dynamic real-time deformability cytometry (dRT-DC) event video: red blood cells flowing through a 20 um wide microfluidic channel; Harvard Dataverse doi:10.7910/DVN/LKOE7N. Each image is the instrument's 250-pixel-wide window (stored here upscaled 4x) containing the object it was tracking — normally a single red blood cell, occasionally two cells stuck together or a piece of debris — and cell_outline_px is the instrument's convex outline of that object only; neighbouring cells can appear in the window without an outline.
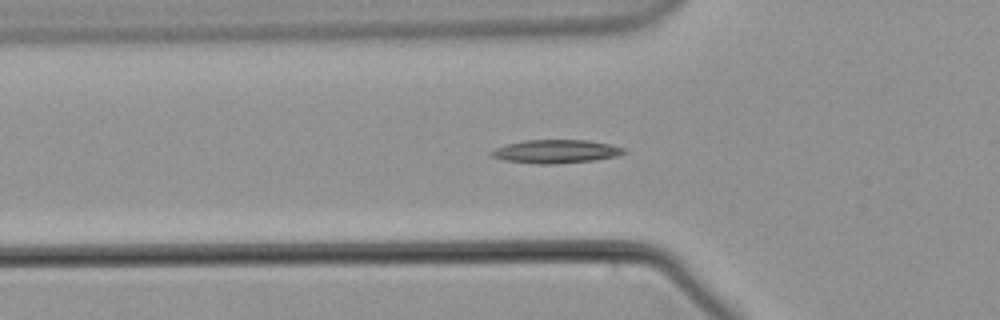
{"species": "common noctule bat (a hibernating species)", "species_latin": "Nyctalus noctula", "temperature_condition": "warm", "stored_images_in_passage": 50, "camera_frame_rate_fps": 3000, "um_per_image_px": 0.085, "animal": {"sex": "male", "body_mass_g": 21.5, "forearm_length_mm": 52.0}, "frame": {"image": 1, "passage_image": 12, "time_ms": 3.667, "image_size_px": [1000, 320], "cell_outline_px": [[628, 152], [616, 156], [592, 160], [552, 164], [540, 164], [504, 160], [492, 156], [488, 152], [496, 148], [508, 144], [524, 140], [588, 140], [608, 144], [624, 148]], "centroid_in_image_um": [47.24, 12.87], "position_along_channel_um": 78.6, "area_um2": 17.86}}
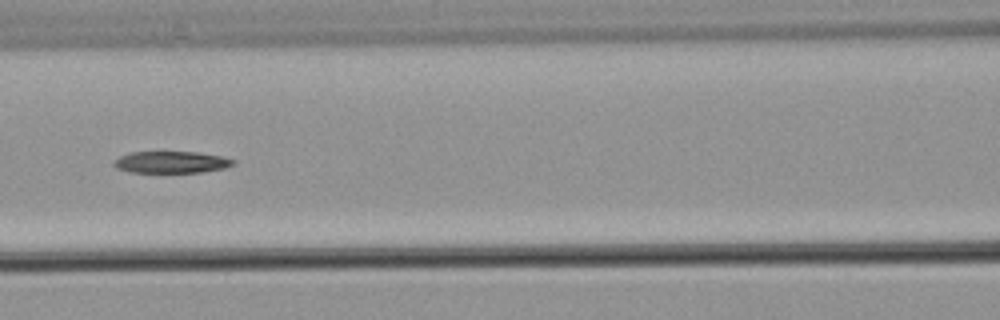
{"frame": {"image": 2, "passage_image": 18, "time_ms": 5.667, "image_size_px": [1000, 320], "cell_outline_px": [[236, 164], [224, 168], [200, 172], [128, 172], [116, 168], [112, 164], [120, 156], [128, 152], [200, 152], [220, 156], [236, 160]], "centroid_in_image_um": [14.56, 13.78], "position_along_channel_um": 152.0, "area_um2": 15.14}}
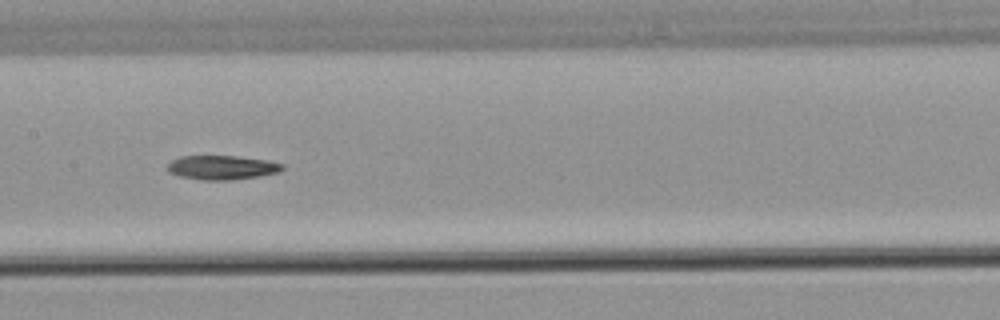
{"frame": {"image": 3, "passage_image": 21, "time_ms": 6.667, "image_size_px": [1000, 320], "cell_outline_px": [[284, 168], [280, 172], [256, 176], [228, 180], [200, 180], [180, 176], [168, 172], [168, 164], [172, 160], [180, 156], [236, 156], [268, 160], [284, 164]], "centroid_in_image_um": [18.87, 14.23], "position_along_channel_um": 188.5, "area_um2": 16.13}}